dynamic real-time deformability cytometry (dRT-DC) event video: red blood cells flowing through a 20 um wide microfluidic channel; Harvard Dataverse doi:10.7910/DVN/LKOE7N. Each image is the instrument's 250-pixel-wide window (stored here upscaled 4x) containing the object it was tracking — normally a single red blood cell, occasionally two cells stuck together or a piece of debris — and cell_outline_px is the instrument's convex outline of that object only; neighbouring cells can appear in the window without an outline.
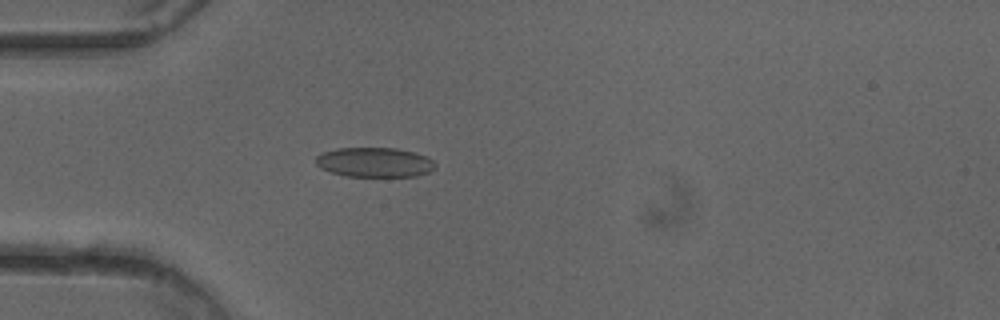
{"species": "common noctule bat (a hibernating species)", "species_latin": "Nyctalus noctula", "temperature_condition": "cold", "stored_images_in_passage": 51, "camera_frame_rate_fps": 3000, "um_per_image_px": 0.085, "animal": {"sex": "female"}, "frame": {"image": 1, "passage_image": 15, "time_ms": 4.667, "image_size_px": [1000, 320], "cell_outline_px": [[436, 168], [428, 172], [416, 176], [344, 176], [320, 168], [316, 164], [316, 156], [324, 152], [336, 148], [396, 148], [416, 152], [428, 156], [436, 164]], "centroid_in_image_um": [31.87, 13.79], "position_along_channel_um": 53.1, "area_um2": 20.75}}
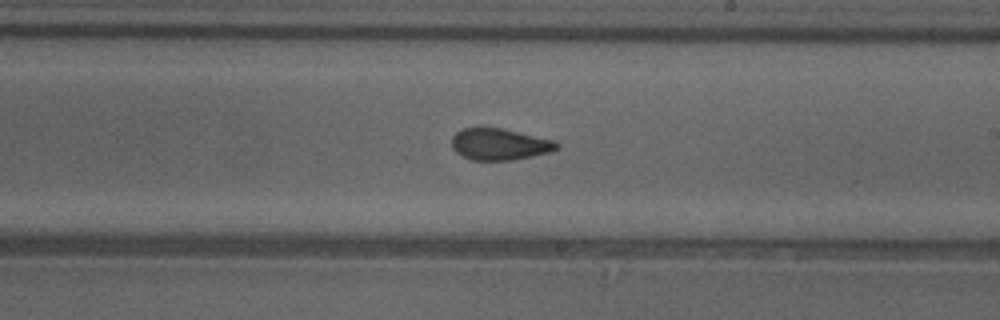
{"frame": {"image": 2, "passage_image": 30, "time_ms": 9.667, "image_size_px": [1000, 320], "cell_outline_px": [[560, 148], [548, 152], [532, 156], [512, 160], [472, 160], [456, 152], [452, 148], [452, 136], [456, 132], [464, 128], [500, 128], [552, 140], [560, 144]], "centroid_in_image_um": [42.44, 12.27], "position_along_channel_um": 246.6, "area_um2": 19.02}}
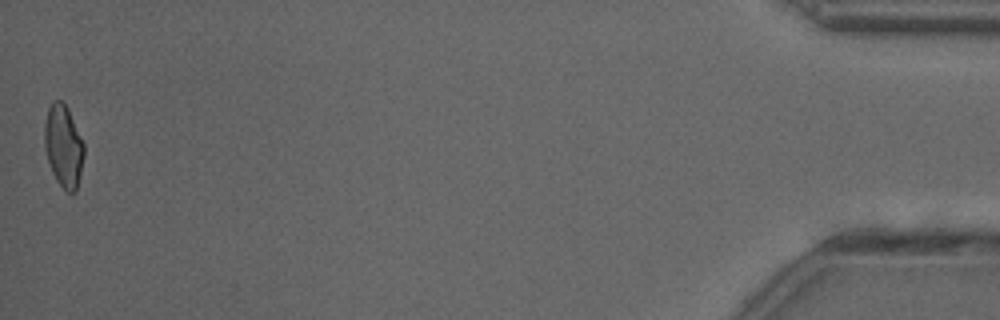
{"frame": {"image": 3, "passage_image": 51, "time_ms": 16.667, "image_size_px": [1000, 320], "cell_outline_px": [[84, 156], [76, 192], [68, 192], [56, 180], [52, 172], [44, 148], [44, 124], [48, 108], [52, 100], [60, 100], [68, 108], [84, 144]], "centroid_in_image_um": [5.38, 12.39], "position_along_channel_um": 429.8, "area_um2": 18.9}, "authors_computed_cell_mechanics": {"area_um2": 19.941, "velocity_mm_per_s": 4.022, "shape_relaxation_time_tau1_ms": 8.8605, "shape_relaxation_time_tau2_ms": 1.4655, "deformation_change_tau1": 0.1655, "deformation_change_tau2": 0.0607}}